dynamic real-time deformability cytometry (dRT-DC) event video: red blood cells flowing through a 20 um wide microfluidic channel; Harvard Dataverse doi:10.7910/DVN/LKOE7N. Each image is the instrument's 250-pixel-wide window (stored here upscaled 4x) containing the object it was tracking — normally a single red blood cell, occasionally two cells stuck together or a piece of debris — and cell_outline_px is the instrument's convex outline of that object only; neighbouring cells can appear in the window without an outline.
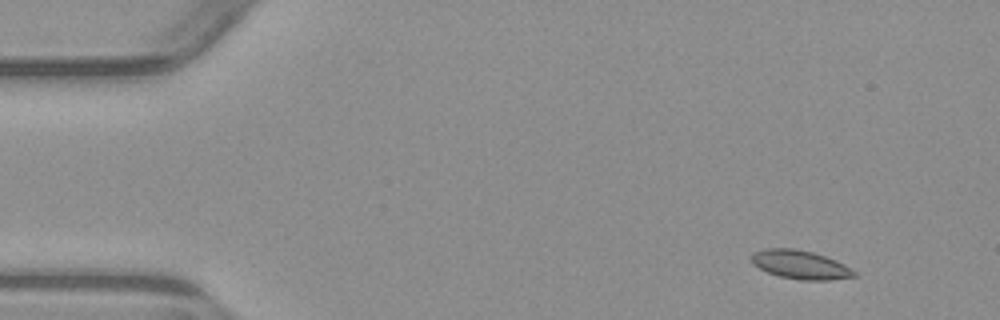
{"species": "common noctule bat (a hibernating species)", "species_latin": "Nyctalus noctula", "temperature_condition": "warm", "stored_images_in_passage": 6, "camera_frame_rate_fps": 3000, "um_per_image_px": 0.085, "animal": {"sex": "male", "body_mass_g": 23.1, "forearm_length_mm": 52.7}, "frame": {"image": 1, "passage_image": 1, "time_ms": 0.0, "image_size_px": [1000, 320], "cell_outline_px": [[856, 276], [828, 280], [800, 280], [780, 276], [768, 272], [752, 264], [752, 252], [764, 248], [792, 248], [812, 252], [836, 260], [844, 264], [856, 272]], "centroid_in_image_um": [68.01, 22.49], "position_along_channel_um": 17.0, "area_um2": 17.05}}
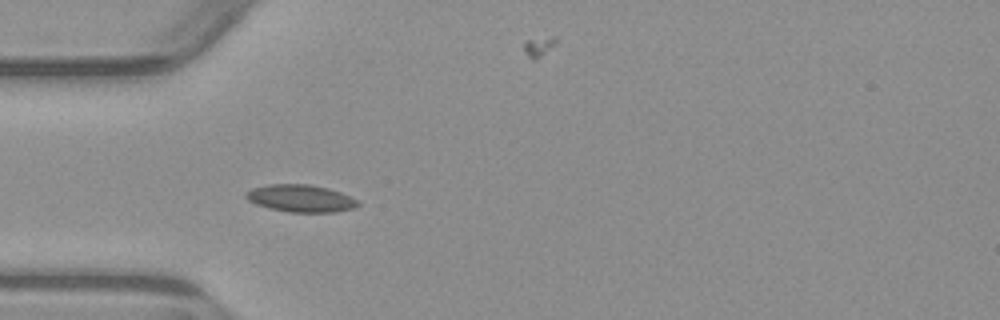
{"frame": {"image": 2, "passage_image": 4, "time_ms": 3.667, "image_size_px": [1000, 320], "cell_outline_px": [[360, 204], [352, 208], [336, 212], [288, 212], [268, 208], [256, 204], [248, 200], [244, 196], [244, 192], [252, 188], [268, 184], [308, 184], [328, 188], [340, 192], [356, 200]], "centroid_in_image_um": [25.5, 16.86], "position_along_channel_um": 59.5, "area_um2": 17.8}}
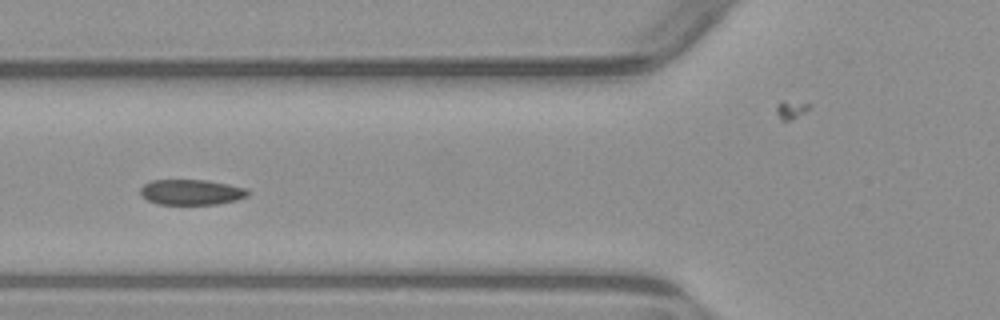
{"frame": {"image": 3, "passage_image": 5, "time_ms": 5.0, "image_size_px": [1000, 320], "cell_outline_px": [[252, 192], [248, 196], [236, 200], [216, 204], [156, 204], [148, 200], [140, 192], [140, 188], [148, 180], [208, 180], [248, 188]], "centroid_in_image_um": [16.3, 16.32], "position_along_channel_um": 109.5, "area_um2": 16.07}}